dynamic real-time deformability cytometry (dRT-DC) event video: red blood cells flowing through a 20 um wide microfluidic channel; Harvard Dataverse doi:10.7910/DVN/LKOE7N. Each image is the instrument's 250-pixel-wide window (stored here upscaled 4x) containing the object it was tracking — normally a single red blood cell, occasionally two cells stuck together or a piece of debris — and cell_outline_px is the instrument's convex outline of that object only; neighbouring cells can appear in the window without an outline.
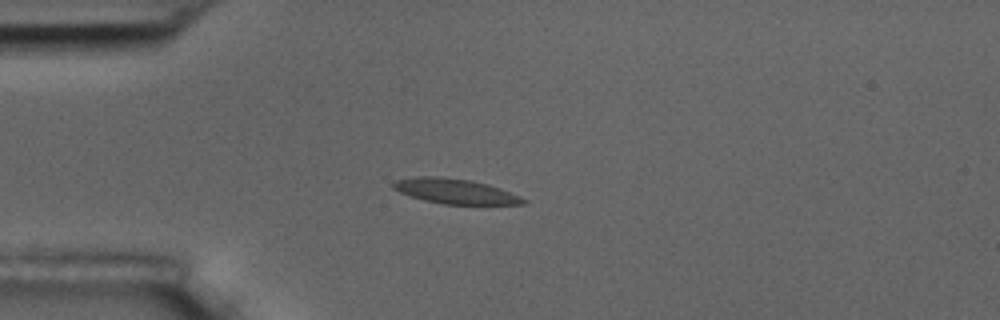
{"species": "common noctule bat (a hibernating species)", "species_latin": "Nyctalus noctula", "temperature_condition": "room temperature", "stored_images_in_passage": 1, "camera_frame_rate_fps": 3000, "um_per_image_px": 0.085, "animal": {"sex": "male", "body_mass_g": 17.5, "forearm_length_mm": 52.3}, "frame": {"image": 1, "passage_image": 1, "time_ms": 0.0, "image_size_px": [1000, 320], "cell_outline_px": [[528, 204], [444, 204], [424, 200], [400, 192], [392, 188], [392, 184], [396, 180], [416, 176], [436, 176], [468, 180], [488, 184], [500, 188], [520, 196], [528, 200]], "centroid_in_image_um": [38.71, 16.25], "position_along_channel_um": 46.3, "area_um2": 18.79}}